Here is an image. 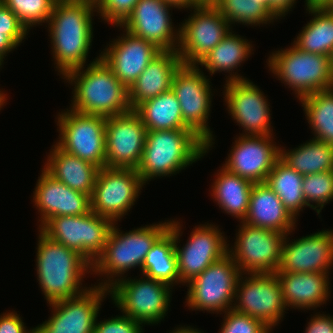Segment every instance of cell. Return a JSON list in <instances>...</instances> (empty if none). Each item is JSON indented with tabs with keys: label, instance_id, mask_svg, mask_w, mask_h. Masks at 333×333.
<instances>
[{
	"label": "cell",
	"instance_id": "obj_1",
	"mask_svg": "<svg viewBox=\"0 0 333 333\" xmlns=\"http://www.w3.org/2000/svg\"><path fill=\"white\" fill-rule=\"evenodd\" d=\"M94 0H57L47 25L57 71L86 67L93 40Z\"/></svg>",
	"mask_w": 333,
	"mask_h": 333
},
{
	"label": "cell",
	"instance_id": "obj_2",
	"mask_svg": "<svg viewBox=\"0 0 333 333\" xmlns=\"http://www.w3.org/2000/svg\"><path fill=\"white\" fill-rule=\"evenodd\" d=\"M84 69V66L76 68L63 77L74 86L69 109L103 117L121 115L132 110L128 89L101 60L100 54Z\"/></svg>",
	"mask_w": 333,
	"mask_h": 333
},
{
	"label": "cell",
	"instance_id": "obj_3",
	"mask_svg": "<svg viewBox=\"0 0 333 333\" xmlns=\"http://www.w3.org/2000/svg\"><path fill=\"white\" fill-rule=\"evenodd\" d=\"M39 232L36 275L47 303L82 295L90 288L82 287L81 282L91 272V264L77 251Z\"/></svg>",
	"mask_w": 333,
	"mask_h": 333
},
{
	"label": "cell",
	"instance_id": "obj_4",
	"mask_svg": "<svg viewBox=\"0 0 333 333\" xmlns=\"http://www.w3.org/2000/svg\"><path fill=\"white\" fill-rule=\"evenodd\" d=\"M207 153V143L193 130L147 131L137 172L146 184L179 173Z\"/></svg>",
	"mask_w": 333,
	"mask_h": 333
},
{
	"label": "cell",
	"instance_id": "obj_5",
	"mask_svg": "<svg viewBox=\"0 0 333 333\" xmlns=\"http://www.w3.org/2000/svg\"><path fill=\"white\" fill-rule=\"evenodd\" d=\"M116 225L113 223L102 253L91 264V271L94 272L91 275L106 277L104 282L97 284L105 288H110L131 268L139 267L141 271L147 253L169 228L170 221L141 226L125 233Z\"/></svg>",
	"mask_w": 333,
	"mask_h": 333
},
{
	"label": "cell",
	"instance_id": "obj_6",
	"mask_svg": "<svg viewBox=\"0 0 333 333\" xmlns=\"http://www.w3.org/2000/svg\"><path fill=\"white\" fill-rule=\"evenodd\" d=\"M268 68L281 83L291 87L296 98L333 88L329 56L309 53L294 44L270 54Z\"/></svg>",
	"mask_w": 333,
	"mask_h": 333
},
{
	"label": "cell",
	"instance_id": "obj_7",
	"mask_svg": "<svg viewBox=\"0 0 333 333\" xmlns=\"http://www.w3.org/2000/svg\"><path fill=\"white\" fill-rule=\"evenodd\" d=\"M142 276L139 280L122 277L108 288L109 296L122 314L124 313L123 315L144 326L158 324L164 319L170 307L173 287L162 281Z\"/></svg>",
	"mask_w": 333,
	"mask_h": 333
},
{
	"label": "cell",
	"instance_id": "obj_8",
	"mask_svg": "<svg viewBox=\"0 0 333 333\" xmlns=\"http://www.w3.org/2000/svg\"><path fill=\"white\" fill-rule=\"evenodd\" d=\"M197 65L181 64L175 71L171 90L180 103L184 123L207 143V150L215 143L208 125L212 89L208 76Z\"/></svg>",
	"mask_w": 333,
	"mask_h": 333
},
{
	"label": "cell",
	"instance_id": "obj_9",
	"mask_svg": "<svg viewBox=\"0 0 333 333\" xmlns=\"http://www.w3.org/2000/svg\"><path fill=\"white\" fill-rule=\"evenodd\" d=\"M112 225L110 219L90 211L79 216L51 217L38 229L92 264L102 253Z\"/></svg>",
	"mask_w": 333,
	"mask_h": 333
},
{
	"label": "cell",
	"instance_id": "obj_10",
	"mask_svg": "<svg viewBox=\"0 0 333 333\" xmlns=\"http://www.w3.org/2000/svg\"><path fill=\"white\" fill-rule=\"evenodd\" d=\"M240 275L239 267L227 253L187 283L186 305L213 314L231 310Z\"/></svg>",
	"mask_w": 333,
	"mask_h": 333
},
{
	"label": "cell",
	"instance_id": "obj_11",
	"mask_svg": "<svg viewBox=\"0 0 333 333\" xmlns=\"http://www.w3.org/2000/svg\"><path fill=\"white\" fill-rule=\"evenodd\" d=\"M66 110L56 118L59 128L56 144L99 169L106 167V117Z\"/></svg>",
	"mask_w": 333,
	"mask_h": 333
},
{
	"label": "cell",
	"instance_id": "obj_12",
	"mask_svg": "<svg viewBox=\"0 0 333 333\" xmlns=\"http://www.w3.org/2000/svg\"><path fill=\"white\" fill-rule=\"evenodd\" d=\"M181 227L179 221L170 220L169 228L174 234L179 283L187 285L213 262L225 256L230 245L218 226L207 223L195 226L187 243L180 248L178 244L183 233Z\"/></svg>",
	"mask_w": 333,
	"mask_h": 333
},
{
	"label": "cell",
	"instance_id": "obj_13",
	"mask_svg": "<svg viewBox=\"0 0 333 333\" xmlns=\"http://www.w3.org/2000/svg\"><path fill=\"white\" fill-rule=\"evenodd\" d=\"M241 274L233 308L236 312L259 319L271 330L283 319L285 310L282 287L275 273ZM248 275V277H247ZM238 300V301H237Z\"/></svg>",
	"mask_w": 333,
	"mask_h": 333
},
{
	"label": "cell",
	"instance_id": "obj_14",
	"mask_svg": "<svg viewBox=\"0 0 333 333\" xmlns=\"http://www.w3.org/2000/svg\"><path fill=\"white\" fill-rule=\"evenodd\" d=\"M143 183L137 169H99L90 197L91 211L118 223L134 206Z\"/></svg>",
	"mask_w": 333,
	"mask_h": 333
},
{
	"label": "cell",
	"instance_id": "obj_15",
	"mask_svg": "<svg viewBox=\"0 0 333 333\" xmlns=\"http://www.w3.org/2000/svg\"><path fill=\"white\" fill-rule=\"evenodd\" d=\"M241 223L234 246L228 248L241 274L276 273L286 234Z\"/></svg>",
	"mask_w": 333,
	"mask_h": 333
},
{
	"label": "cell",
	"instance_id": "obj_16",
	"mask_svg": "<svg viewBox=\"0 0 333 333\" xmlns=\"http://www.w3.org/2000/svg\"><path fill=\"white\" fill-rule=\"evenodd\" d=\"M192 10L179 25L177 53L182 64L196 65L233 28L213 4L201 3Z\"/></svg>",
	"mask_w": 333,
	"mask_h": 333
},
{
	"label": "cell",
	"instance_id": "obj_17",
	"mask_svg": "<svg viewBox=\"0 0 333 333\" xmlns=\"http://www.w3.org/2000/svg\"><path fill=\"white\" fill-rule=\"evenodd\" d=\"M106 294L108 288L94 285L82 295L50 303L51 317L35 327V333H94Z\"/></svg>",
	"mask_w": 333,
	"mask_h": 333
},
{
	"label": "cell",
	"instance_id": "obj_18",
	"mask_svg": "<svg viewBox=\"0 0 333 333\" xmlns=\"http://www.w3.org/2000/svg\"><path fill=\"white\" fill-rule=\"evenodd\" d=\"M252 81H228L224 85V101L228 113L243 127L241 135H273L270 105L265 94Z\"/></svg>",
	"mask_w": 333,
	"mask_h": 333
},
{
	"label": "cell",
	"instance_id": "obj_19",
	"mask_svg": "<svg viewBox=\"0 0 333 333\" xmlns=\"http://www.w3.org/2000/svg\"><path fill=\"white\" fill-rule=\"evenodd\" d=\"M146 133L141 117L134 110L106 117V167L137 169Z\"/></svg>",
	"mask_w": 333,
	"mask_h": 333
},
{
	"label": "cell",
	"instance_id": "obj_20",
	"mask_svg": "<svg viewBox=\"0 0 333 333\" xmlns=\"http://www.w3.org/2000/svg\"><path fill=\"white\" fill-rule=\"evenodd\" d=\"M273 139V135L238 136L223 167L252 183L266 182L280 158V147Z\"/></svg>",
	"mask_w": 333,
	"mask_h": 333
},
{
	"label": "cell",
	"instance_id": "obj_21",
	"mask_svg": "<svg viewBox=\"0 0 333 333\" xmlns=\"http://www.w3.org/2000/svg\"><path fill=\"white\" fill-rule=\"evenodd\" d=\"M175 6L163 0H138L132 13L119 26L153 43L161 51L177 50L179 27L174 29L170 10Z\"/></svg>",
	"mask_w": 333,
	"mask_h": 333
},
{
	"label": "cell",
	"instance_id": "obj_22",
	"mask_svg": "<svg viewBox=\"0 0 333 333\" xmlns=\"http://www.w3.org/2000/svg\"><path fill=\"white\" fill-rule=\"evenodd\" d=\"M284 237L276 273H329L333 267V230H322L293 241Z\"/></svg>",
	"mask_w": 333,
	"mask_h": 333
},
{
	"label": "cell",
	"instance_id": "obj_23",
	"mask_svg": "<svg viewBox=\"0 0 333 333\" xmlns=\"http://www.w3.org/2000/svg\"><path fill=\"white\" fill-rule=\"evenodd\" d=\"M123 32L121 37L111 41L109 46L103 49L100 58L129 89L161 50L153 43L125 29Z\"/></svg>",
	"mask_w": 333,
	"mask_h": 333
},
{
	"label": "cell",
	"instance_id": "obj_24",
	"mask_svg": "<svg viewBox=\"0 0 333 333\" xmlns=\"http://www.w3.org/2000/svg\"><path fill=\"white\" fill-rule=\"evenodd\" d=\"M41 172L32 200L41 216L39 227L51 217L79 216L91 211L89 195L55 180L43 168Z\"/></svg>",
	"mask_w": 333,
	"mask_h": 333
},
{
	"label": "cell",
	"instance_id": "obj_25",
	"mask_svg": "<svg viewBox=\"0 0 333 333\" xmlns=\"http://www.w3.org/2000/svg\"><path fill=\"white\" fill-rule=\"evenodd\" d=\"M296 221L265 182L254 183L243 223L290 234L295 231Z\"/></svg>",
	"mask_w": 333,
	"mask_h": 333
},
{
	"label": "cell",
	"instance_id": "obj_26",
	"mask_svg": "<svg viewBox=\"0 0 333 333\" xmlns=\"http://www.w3.org/2000/svg\"><path fill=\"white\" fill-rule=\"evenodd\" d=\"M181 64L177 50L161 51L128 89L131 109L135 110L141 103L169 91L175 71Z\"/></svg>",
	"mask_w": 333,
	"mask_h": 333
},
{
	"label": "cell",
	"instance_id": "obj_27",
	"mask_svg": "<svg viewBox=\"0 0 333 333\" xmlns=\"http://www.w3.org/2000/svg\"><path fill=\"white\" fill-rule=\"evenodd\" d=\"M282 287L285 305L310 310L320 307L330 298L328 273H275ZM329 297V298H328Z\"/></svg>",
	"mask_w": 333,
	"mask_h": 333
},
{
	"label": "cell",
	"instance_id": "obj_28",
	"mask_svg": "<svg viewBox=\"0 0 333 333\" xmlns=\"http://www.w3.org/2000/svg\"><path fill=\"white\" fill-rule=\"evenodd\" d=\"M43 169L55 180L91 197L99 168L75 155L52 146Z\"/></svg>",
	"mask_w": 333,
	"mask_h": 333
},
{
	"label": "cell",
	"instance_id": "obj_29",
	"mask_svg": "<svg viewBox=\"0 0 333 333\" xmlns=\"http://www.w3.org/2000/svg\"><path fill=\"white\" fill-rule=\"evenodd\" d=\"M232 30L196 65L205 66L209 74L216 72L228 73L226 82L236 80H247L234 71L241 66V63L251 56L253 46L247 39L236 35ZM233 72V73H232Z\"/></svg>",
	"mask_w": 333,
	"mask_h": 333
},
{
	"label": "cell",
	"instance_id": "obj_30",
	"mask_svg": "<svg viewBox=\"0 0 333 333\" xmlns=\"http://www.w3.org/2000/svg\"><path fill=\"white\" fill-rule=\"evenodd\" d=\"M211 196L219 208L242 222L248 212L249 199L254 183L223 167L215 174Z\"/></svg>",
	"mask_w": 333,
	"mask_h": 333
},
{
	"label": "cell",
	"instance_id": "obj_31",
	"mask_svg": "<svg viewBox=\"0 0 333 333\" xmlns=\"http://www.w3.org/2000/svg\"><path fill=\"white\" fill-rule=\"evenodd\" d=\"M134 111L147 131L192 130L184 123L180 103L171 89L141 103Z\"/></svg>",
	"mask_w": 333,
	"mask_h": 333
},
{
	"label": "cell",
	"instance_id": "obj_32",
	"mask_svg": "<svg viewBox=\"0 0 333 333\" xmlns=\"http://www.w3.org/2000/svg\"><path fill=\"white\" fill-rule=\"evenodd\" d=\"M142 274L170 286L179 284L173 231L168 228L152 245L142 265ZM175 284V285H174Z\"/></svg>",
	"mask_w": 333,
	"mask_h": 333
},
{
	"label": "cell",
	"instance_id": "obj_33",
	"mask_svg": "<svg viewBox=\"0 0 333 333\" xmlns=\"http://www.w3.org/2000/svg\"><path fill=\"white\" fill-rule=\"evenodd\" d=\"M280 159L301 175L333 170V146L312 138L293 150L280 147Z\"/></svg>",
	"mask_w": 333,
	"mask_h": 333
},
{
	"label": "cell",
	"instance_id": "obj_34",
	"mask_svg": "<svg viewBox=\"0 0 333 333\" xmlns=\"http://www.w3.org/2000/svg\"><path fill=\"white\" fill-rule=\"evenodd\" d=\"M313 17L302 27L293 43L298 49L331 57L333 53V12L325 8H306Z\"/></svg>",
	"mask_w": 333,
	"mask_h": 333
},
{
	"label": "cell",
	"instance_id": "obj_35",
	"mask_svg": "<svg viewBox=\"0 0 333 333\" xmlns=\"http://www.w3.org/2000/svg\"><path fill=\"white\" fill-rule=\"evenodd\" d=\"M303 178V175L290 168L279 158L265 182L295 219H298L297 215L300 214L303 207H308L302 191Z\"/></svg>",
	"mask_w": 333,
	"mask_h": 333
},
{
	"label": "cell",
	"instance_id": "obj_36",
	"mask_svg": "<svg viewBox=\"0 0 333 333\" xmlns=\"http://www.w3.org/2000/svg\"><path fill=\"white\" fill-rule=\"evenodd\" d=\"M315 139L333 146V88L299 99Z\"/></svg>",
	"mask_w": 333,
	"mask_h": 333
},
{
	"label": "cell",
	"instance_id": "obj_37",
	"mask_svg": "<svg viewBox=\"0 0 333 333\" xmlns=\"http://www.w3.org/2000/svg\"><path fill=\"white\" fill-rule=\"evenodd\" d=\"M228 21L246 26L270 24L276 18L261 4V0H215L212 3Z\"/></svg>",
	"mask_w": 333,
	"mask_h": 333
},
{
	"label": "cell",
	"instance_id": "obj_38",
	"mask_svg": "<svg viewBox=\"0 0 333 333\" xmlns=\"http://www.w3.org/2000/svg\"><path fill=\"white\" fill-rule=\"evenodd\" d=\"M302 191L307 206L319 215L324 205L333 199V170L304 175Z\"/></svg>",
	"mask_w": 333,
	"mask_h": 333
},
{
	"label": "cell",
	"instance_id": "obj_39",
	"mask_svg": "<svg viewBox=\"0 0 333 333\" xmlns=\"http://www.w3.org/2000/svg\"><path fill=\"white\" fill-rule=\"evenodd\" d=\"M30 31L31 27L47 23L57 0H1Z\"/></svg>",
	"mask_w": 333,
	"mask_h": 333
},
{
	"label": "cell",
	"instance_id": "obj_40",
	"mask_svg": "<svg viewBox=\"0 0 333 333\" xmlns=\"http://www.w3.org/2000/svg\"><path fill=\"white\" fill-rule=\"evenodd\" d=\"M219 333H270L272 330L259 319L238 313L234 309L224 312Z\"/></svg>",
	"mask_w": 333,
	"mask_h": 333
},
{
	"label": "cell",
	"instance_id": "obj_41",
	"mask_svg": "<svg viewBox=\"0 0 333 333\" xmlns=\"http://www.w3.org/2000/svg\"><path fill=\"white\" fill-rule=\"evenodd\" d=\"M137 2L138 0H94L100 18L116 27L125 22Z\"/></svg>",
	"mask_w": 333,
	"mask_h": 333
},
{
	"label": "cell",
	"instance_id": "obj_42",
	"mask_svg": "<svg viewBox=\"0 0 333 333\" xmlns=\"http://www.w3.org/2000/svg\"><path fill=\"white\" fill-rule=\"evenodd\" d=\"M144 325L128 316L120 315L104 321L96 318L94 333H144Z\"/></svg>",
	"mask_w": 333,
	"mask_h": 333
},
{
	"label": "cell",
	"instance_id": "obj_43",
	"mask_svg": "<svg viewBox=\"0 0 333 333\" xmlns=\"http://www.w3.org/2000/svg\"><path fill=\"white\" fill-rule=\"evenodd\" d=\"M0 30H7V36L19 46L28 30L19 21L18 17L0 0Z\"/></svg>",
	"mask_w": 333,
	"mask_h": 333
},
{
	"label": "cell",
	"instance_id": "obj_44",
	"mask_svg": "<svg viewBox=\"0 0 333 333\" xmlns=\"http://www.w3.org/2000/svg\"><path fill=\"white\" fill-rule=\"evenodd\" d=\"M17 312L9 311L0 315V333H35V328L26 330L21 316Z\"/></svg>",
	"mask_w": 333,
	"mask_h": 333
},
{
	"label": "cell",
	"instance_id": "obj_45",
	"mask_svg": "<svg viewBox=\"0 0 333 333\" xmlns=\"http://www.w3.org/2000/svg\"><path fill=\"white\" fill-rule=\"evenodd\" d=\"M305 329L304 333H333V316L316 313Z\"/></svg>",
	"mask_w": 333,
	"mask_h": 333
},
{
	"label": "cell",
	"instance_id": "obj_46",
	"mask_svg": "<svg viewBox=\"0 0 333 333\" xmlns=\"http://www.w3.org/2000/svg\"><path fill=\"white\" fill-rule=\"evenodd\" d=\"M296 0H261V4L276 18L285 17L295 6Z\"/></svg>",
	"mask_w": 333,
	"mask_h": 333
},
{
	"label": "cell",
	"instance_id": "obj_47",
	"mask_svg": "<svg viewBox=\"0 0 333 333\" xmlns=\"http://www.w3.org/2000/svg\"><path fill=\"white\" fill-rule=\"evenodd\" d=\"M16 47L18 46L7 36V30H0V62L2 64L6 55Z\"/></svg>",
	"mask_w": 333,
	"mask_h": 333
},
{
	"label": "cell",
	"instance_id": "obj_48",
	"mask_svg": "<svg viewBox=\"0 0 333 333\" xmlns=\"http://www.w3.org/2000/svg\"><path fill=\"white\" fill-rule=\"evenodd\" d=\"M163 1L175 6L178 9L187 8L189 10L194 6L201 4L198 0H163Z\"/></svg>",
	"mask_w": 333,
	"mask_h": 333
},
{
	"label": "cell",
	"instance_id": "obj_49",
	"mask_svg": "<svg viewBox=\"0 0 333 333\" xmlns=\"http://www.w3.org/2000/svg\"><path fill=\"white\" fill-rule=\"evenodd\" d=\"M306 8H324L330 0H305Z\"/></svg>",
	"mask_w": 333,
	"mask_h": 333
},
{
	"label": "cell",
	"instance_id": "obj_50",
	"mask_svg": "<svg viewBox=\"0 0 333 333\" xmlns=\"http://www.w3.org/2000/svg\"><path fill=\"white\" fill-rule=\"evenodd\" d=\"M169 333H204L201 332L200 330H198L197 328H193L192 326H181V327H177L176 329H174L173 331L169 332Z\"/></svg>",
	"mask_w": 333,
	"mask_h": 333
},
{
	"label": "cell",
	"instance_id": "obj_51",
	"mask_svg": "<svg viewBox=\"0 0 333 333\" xmlns=\"http://www.w3.org/2000/svg\"><path fill=\"white\" fill-rule=\"evenodd\" d=\"M7 95L5 93H3L2 91H0V110L1 108L4 107V104L6 103L7 100Z\"/></svg>",
	"mask_w": 333,
	"mask_h": 333
},
{
	"label": "cell",
	"instance_id": "obj_52",
	"mask_svg": "<svg viewBox=\"0 0 333 333\" xmlns=\"http://www.w3.org/2000/svg\"><path fill=\"white\" fill-rule=\"evenodd\" d=\"M324 8L330 12H333V0H330V2Z\"/></svg>",
	"mask_w": 333,
	"mask_h": 333
},
{
	"label": "cell",
	"instance_id": "obj_53",
	"mask_svg": "<svg viewBox=\"0 0 333 333\" xmlns=\"http://www.w3.org/2000/svg\"><path fill=\"white\" fill-rule=\"evenodd\" d=\"M200 3L212 4L215 0H198Z\"/></svg>",
	"mask_w": 333,
	"mask_h": 333
},
{
	"label": "cell",
	"instance_id": "obj_54",
	"mask_svg": "<svg viewBox=\"0 0 333 333\" xmlns=\"http://www.w3.org/2000/svg\"><path fill=\"white\" fill-rule=\"evenodd\" d=\"M330 61H331V71H332V76H333V53L330 57Z\"/></svg>",
	"mask_w": 333,
	"mask_h": 333
}]
</instances>
